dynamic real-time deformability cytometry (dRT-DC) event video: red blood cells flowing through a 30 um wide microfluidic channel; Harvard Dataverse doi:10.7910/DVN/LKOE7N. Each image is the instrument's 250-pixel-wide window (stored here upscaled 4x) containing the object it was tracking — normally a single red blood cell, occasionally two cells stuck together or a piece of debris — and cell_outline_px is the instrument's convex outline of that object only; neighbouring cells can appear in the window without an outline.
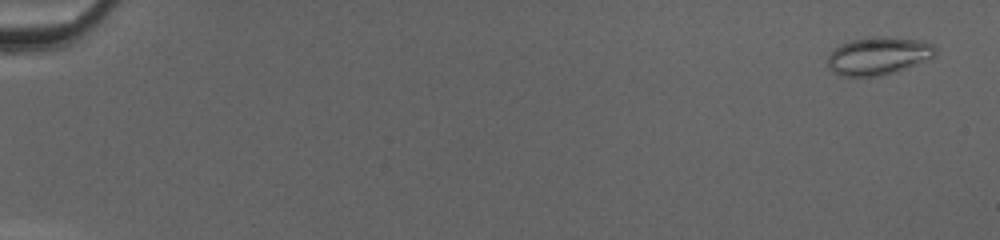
{"species": "common noctule bat (a hibernating species)", "species_latin": "Nyctalus noctula", "temperature_condition": "cold", "stored_images_in_passage": 51, "camera_frame_rate_fps": 3000, "um_per_image_px": 0.085, "animal": {"sex": "female", "body_mass_g": 20.0, "forearm_length_mm": 54.0}, "frame": {"image": 1, "passage_image": 3, "time_ms": 0.667, "image_size_px": [1000, 240], "cell_outline_px": [[936, 56], [932, 60], [896, 72], [876, 76], [840, 76], [832, 72], [828, 68], [828, 56], [840, 44], [852, 40], [876, 36], [884, 36], [924, 40], [932, 44], [936, 48]], "centroid_in_image_um": [74.73, 4.75], "position_along_channel_um": 10.3, "area_um2": 24.22}}
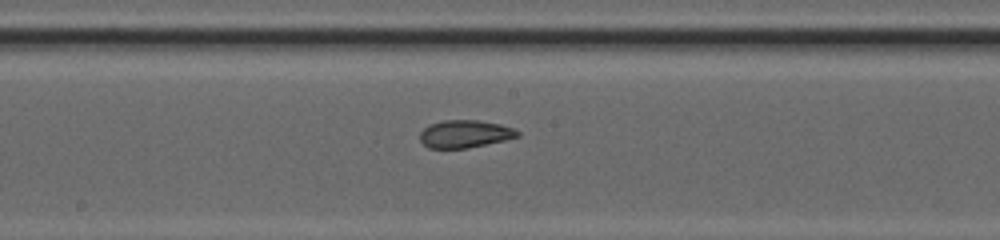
{"frame": {"image": 2, "passage_image": 30, "time_ms": 9.667, "image_size_px": [1000, 240], "cell_outline_px": [[520, 136], [504, 140], [468, 148], [428, 148], [420, 140], [420, 132], [428, 124], [444, 120], [480, 120], [500, 124], [512, 128], [520, 132]], "centroid_in_image_um": [39.5, 11.37], "position_along_channel_um": 208.7, "area_um2": 15.72}}
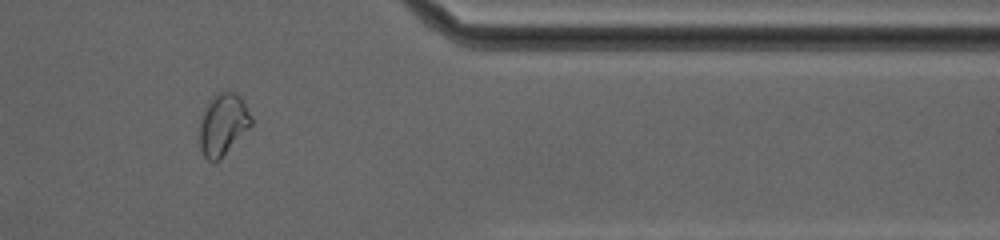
{"frame": {"image": 3, "passage_image": 44, "time_ms": 14.333, "image_size_px": [1000, 240], "cell_outline_px": [[252, 124], [220, 160], [208, 160], [204, 156], [200, 148], [200, 120], [204, 108], [220, 92], [236, 92], [240, 96], [252, 120]], "centroid_in_image_um": [18.94, 10.6], "position_along_channel_um": 392.5, "area_um2": 18.09}, "authors_computed_cell_mechanics": {"area_um2": 18.496, "velocity_mm_per_s": 4.2242, "shape_relaxation_time_tau1_ms": null, "shape_relaxation_time_tau2_ms": 1.1163, "deformation_change_tau1": null, "deformation_change_tau2": 0.0622}}